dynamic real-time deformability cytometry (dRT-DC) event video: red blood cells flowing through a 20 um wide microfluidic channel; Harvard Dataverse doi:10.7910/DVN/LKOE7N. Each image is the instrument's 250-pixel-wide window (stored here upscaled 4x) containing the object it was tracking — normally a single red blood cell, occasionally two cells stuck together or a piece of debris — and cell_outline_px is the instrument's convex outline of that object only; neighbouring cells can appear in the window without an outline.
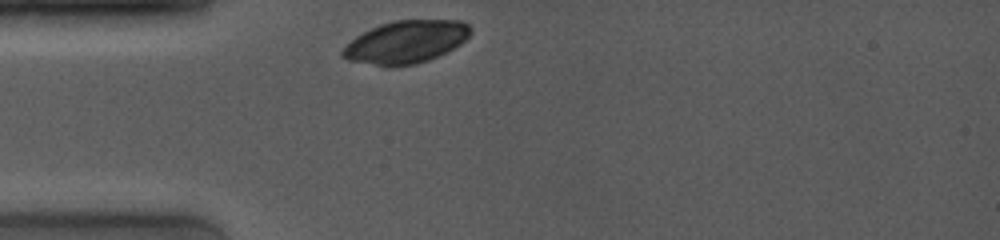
{"species": "common noctule bat (a hibernating species)", "species_latin": "Nyctalus noctula", "temperature_condition": "room temperature", "stored_images_in_passage": 3, "camera_frame_rate_fps": 4000, "um_per_image_px": 0.085, "animal": {"sex": "female", "body_mass_g": 19.0, "forearm_length_mm": 53.3}, "frame": {"image": 1, "passage_image": 1, "time_ms": 0.0, "image_size_px": [1000, 240], "cell_outline_px": [[472, 32], [460, 44], [428, 60], [416, 64], [388, 68], [384, 68], [348, 60], [340, 56], [340, 52], [356, 36], [380, 24], [396, 20], [460, 20], [468, 24], [472, 28]], "centroid_in_image_um": [34.48, 3.59], "position_along_channel_um": 50.5, "area_um2": 31.91}}